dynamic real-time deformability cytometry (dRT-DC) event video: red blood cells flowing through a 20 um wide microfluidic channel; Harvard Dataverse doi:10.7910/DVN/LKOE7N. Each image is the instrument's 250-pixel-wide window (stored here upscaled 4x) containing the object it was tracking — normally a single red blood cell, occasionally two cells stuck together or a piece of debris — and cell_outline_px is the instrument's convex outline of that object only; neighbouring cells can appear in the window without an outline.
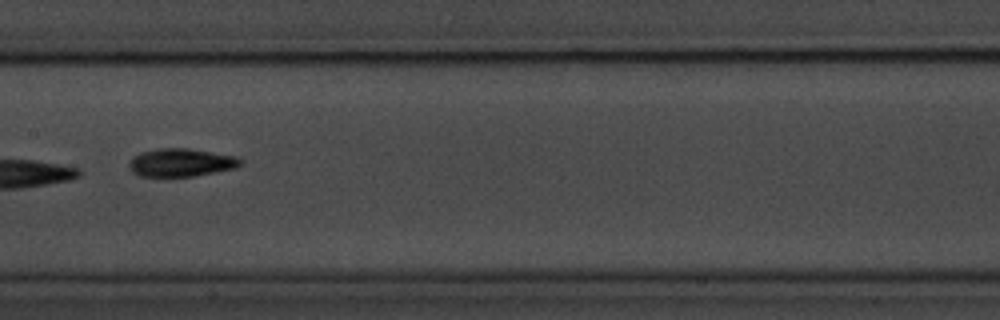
{"species": "common noctule bat (a hibernating species)", "species_latin": "Nyctalus noctula", "temperature_condition": "room temperature", "stored_images_in_passage": 11, "camera_frame_rate_fps": 3000, "um_per_image_px": 0.085, "animal": {"sex": "male", "body_mass_g": 20.1, "forearm_length_mm": 53.5}, "frame": {"image": 1, "passage_image": 8, "time_ms": 9.0, "image_size_px": [1000, 320], "cell_outline_px": [[240, 164], [236, 168], [216, 172], [192, 176], [140, 176], [132, 172], [128, 168], [128, 164], [140, 152], [160, 148], [188, 148], [236, 156], [240, 160]], "centroid_in_image_um": [15.37, 13.81], "position_along_channel_um": 192.0, "area_um2": 18.03}}